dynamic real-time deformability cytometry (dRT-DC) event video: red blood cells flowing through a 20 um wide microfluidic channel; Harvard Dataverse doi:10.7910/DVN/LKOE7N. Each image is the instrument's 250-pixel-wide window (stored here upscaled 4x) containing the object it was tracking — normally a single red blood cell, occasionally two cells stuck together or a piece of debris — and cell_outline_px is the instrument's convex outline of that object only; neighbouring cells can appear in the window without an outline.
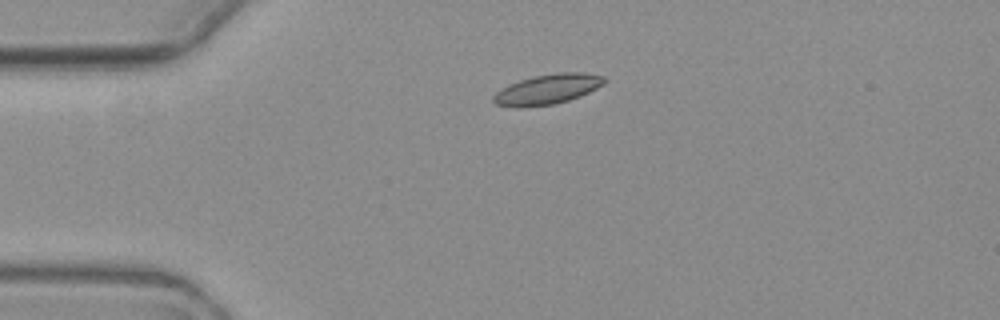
{"species": "common noctule bat (a hibernating species)", "species_latin": "Nyctalus noctula", "temperature_condition": "warm", "stored_images_in_passage": 2, "camera_frame_rate_fps": 3000, "um_per_image_px": 0.085, "animal": {"sex": "female", "body_mass_g": 19.3, "forearm_length_mm": 54.1}, "frame": {"image": 1, "passage_image": 1, "time_ms": 0.0, "image_size_px": [1000, 320], "cell_outline_px": [[608, 80], [604, 84], [580, 96], [568, 100], [552, 104], [524, 108], [512, 108], [496, 104], [492, 100], [492, 96], [496, 92], [508, 84], [532, 76], [560, 72], [580, 72], [604, 76]], "centroid_in_image_um": [46.5, 7.59], "position_along_channel_um": 38.5, "area_um2": 19.59}}